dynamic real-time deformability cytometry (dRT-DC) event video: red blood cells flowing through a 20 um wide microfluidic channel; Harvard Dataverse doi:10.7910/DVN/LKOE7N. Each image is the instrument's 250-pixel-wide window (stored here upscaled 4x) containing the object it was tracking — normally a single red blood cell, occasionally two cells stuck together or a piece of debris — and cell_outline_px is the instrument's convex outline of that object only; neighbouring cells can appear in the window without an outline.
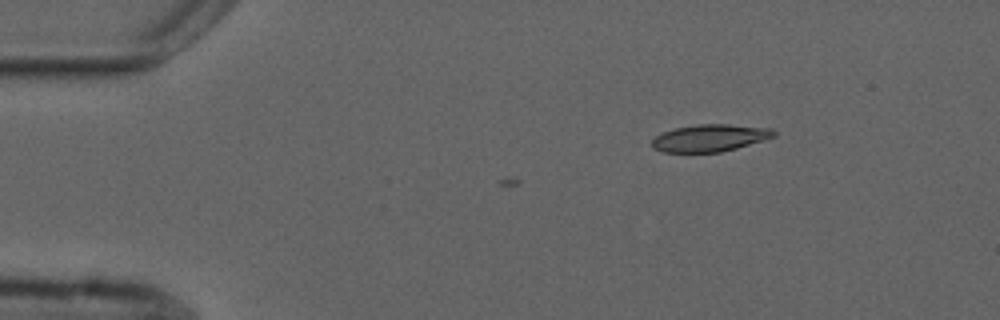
{"species": "common noctule bat (a hibernating species)", "species_latin": "Nyctalus noctula", "temperature_condition": "cold", "stored_images_in_passage": 2, "camera_frame_rate_fps": 3000, "um_per_image_px": 0.085, "animal": {"sex": "male", "forearm_length_mm": 52.5}, "frame": {"image": 1, "passage_image": 2, "time_ms": 1.333, "image_size_px": [1000, 320], "cell_outline_px": [[776, 136], [764, 140], [736, 148], [720, 152], [664, 152], [652, 148], [652, 140], [656, 136], [664, 132], [676, 128], [696, 124], [728, 124], [772, 128], [776, 132]], "centroid_in_image_um": [60.36, 11.72], "position_along_channel_um": 24.6, "area_um2": 19.25}}